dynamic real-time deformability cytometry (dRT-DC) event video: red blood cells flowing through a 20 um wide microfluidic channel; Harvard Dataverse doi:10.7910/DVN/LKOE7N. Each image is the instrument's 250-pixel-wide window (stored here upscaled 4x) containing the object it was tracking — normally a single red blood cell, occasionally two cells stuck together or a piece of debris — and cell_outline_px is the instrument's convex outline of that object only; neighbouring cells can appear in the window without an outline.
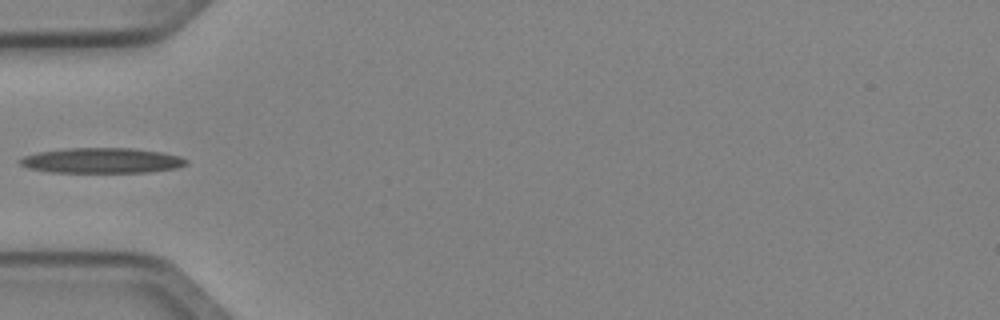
{"species": "Egyptian fruit bat (a non-hibernating species)", "species_latin": "Rousettus aegyptiacus", "temperature_condition": "cold", "stored_images_in_passage": 4, "camera_frame_rate_fps": 3000, "um_per_image_px": 0.085, "animal": {"sex": "female"}, "frame": {"image": 1, "passage_image": 4, "time_ms": 1.0, "image_size_px": [1000, 320], "cell_outline_px": [[188, 164], [176, 168], [148, 172], [48, 172], [28, 168], [20, 164], [20, 160], [24, 156], [40, 152], [68, 148], [132, 148], [160, 152], [180, 156], [188, 160]], "centroid_in_image_um": [8.68, 13.65], "position_along_channel_um": 76.3, "area_um2": 24.33}}